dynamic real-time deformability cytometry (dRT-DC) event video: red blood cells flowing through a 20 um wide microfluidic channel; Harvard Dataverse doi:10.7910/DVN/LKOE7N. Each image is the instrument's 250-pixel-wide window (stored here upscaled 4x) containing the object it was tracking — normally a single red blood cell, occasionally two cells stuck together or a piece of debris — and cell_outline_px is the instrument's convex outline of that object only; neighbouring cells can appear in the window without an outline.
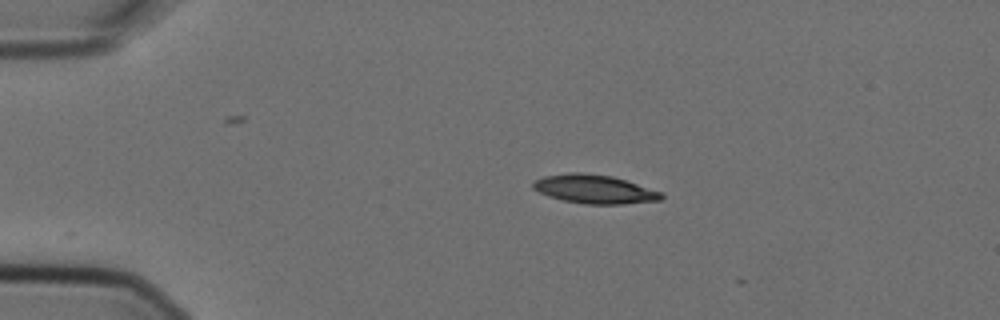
{"species": "Egyptian fruit bat (a non-hibernating species)", "species_latin": "Rousettus aegyptiacus", "temperature_condition": "cold", "stored_images_in_passage": 3, "camera_frame_rate_fps": 3000, "um_per_image_px": 0.085, "animal": {"sex": "female"}, "frame": {"image": 1, "passage_image": 1, "time_ms": 0.0, "image_size_px": [1000, 320], "cell_outline_px": [[664, 196], [660, 200], [624, 204], [584, 204], [564, 200], [548, 196], [532, 188], [532, 184], [536, 180], [544, 176], [572, 172], [580, 172], [612, 176], [664, 192]], "centroid_in_image_um": [50.56, 16.08], "position_along_channel_um": 34.4, "area_um2": 21.44}}